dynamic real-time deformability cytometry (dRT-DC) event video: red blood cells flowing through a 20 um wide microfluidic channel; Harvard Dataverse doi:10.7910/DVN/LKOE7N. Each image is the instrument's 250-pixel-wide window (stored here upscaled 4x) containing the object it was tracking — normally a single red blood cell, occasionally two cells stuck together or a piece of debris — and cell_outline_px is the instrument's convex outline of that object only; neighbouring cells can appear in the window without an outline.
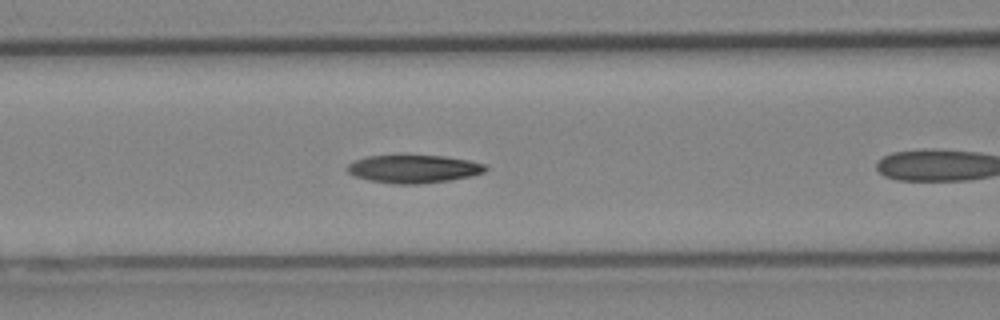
{"species": "Egyptian fruit bat (a non-hibernating species)", "species_latin": "Rousettus aegyptiacus", "temperature_condition": "cold", "stored_images_in_passage": 32, "camera_frame_rate_fps": 3000, "um_per_image_px": 0.085, "animal": {"sex": "female"}, "frame": {"image": 1, "passage_image": 8, "time_ms": 2.333, "image_size_px": [1000, 320], "cell_outline_px": [[488, 168], [484, 172], [472, 176], [448, 180], [420, 184], [392, 184], [368, 180], [356, 176], [348, 172], [344, 168], [348, 164], [356, 160], [368, 156], [444, 156], [468, 160], [484, 164]], "centroid_in_image_um": [35.15, 14.37], "position_along_channel_um": 131.5, "area_um2": 22.43}}
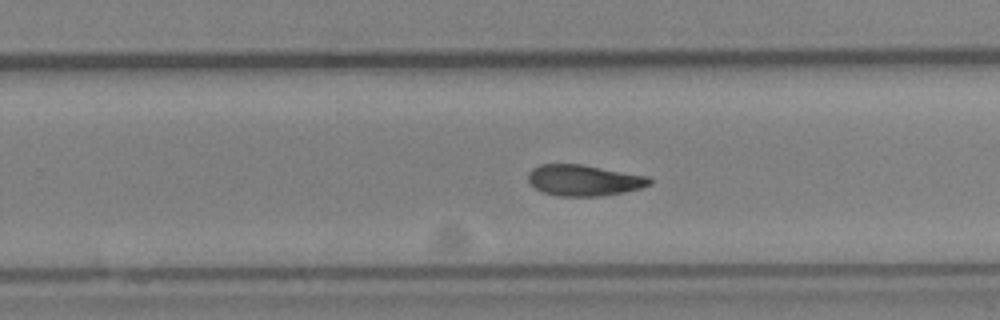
{"frame": {"image": 2, "passage_image": 19, "time_ms": 6.0, "image_size_px": [1000, 320], "cell_outline_px": [[652, 184], [640, 188], [624, 192], [600, 196], [556, 196], [544, 192], [536, 188], [528, 180], [528, 172], [532, 168], [540, 164], [580, 164], [648, 176], [652, 180]], "centroid_in_image_um": [49.63, 15.32], "position_along_channel_um": 280.2, "area_um2": 21.91}}
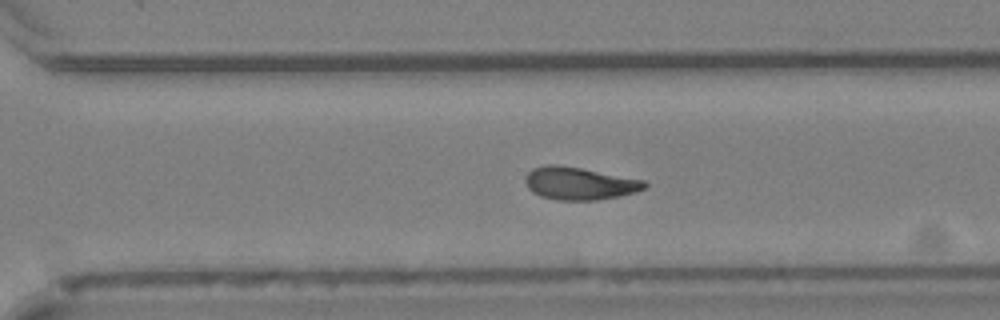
{"frame": {"image": 3, "passage_image": 22, "time_ms": 7.0, "image_size_px": [1000, 320], "cell_outline_px": [[648, 184], [644, 188], [636, 192], [620, 196], [596, 200], [556, 200], [540, 196], [532, 192], [528, 188], [524, 180], [528, 172], [532, 168], [544, 164], [556, 164], [580, 168], [644, 180]], "centroid_in_image_um": [49.21, 15.59], "position_along_channel_um": 321.4, "area_um2": 22.72}, "authors_computed_cell_mechanics": {"area_um2": 22.3975, "velocity_mm_per_s": 4.0681, "shape_relaxation_time_tau1_ms": 8.5241, "shape_relaxation_time_tau2_ms": 9.2595, "deformation_change_tau1": 0.1724, "deformation_change_tau2": 0.1889}}